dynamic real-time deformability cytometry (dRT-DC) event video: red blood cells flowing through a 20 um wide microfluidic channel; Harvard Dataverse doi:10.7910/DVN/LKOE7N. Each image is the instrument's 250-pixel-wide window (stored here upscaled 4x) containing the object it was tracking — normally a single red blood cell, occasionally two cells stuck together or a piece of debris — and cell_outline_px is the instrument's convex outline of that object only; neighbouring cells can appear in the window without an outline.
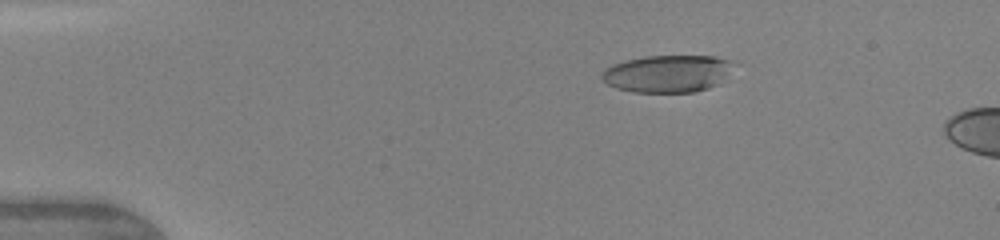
{"species": "human", "species_latin": "Homo sapiens", "temperature_condition": "warm", "stored_images_in_passage": 6, "camera_frame_rate_fps": 3000, "um_per_image_px": 0.085, "donor": {"sex": "female"}, "frame": {"image": 1, "passage_image": 4, "time_ms": 2.667, "image_size_px": [1000, 240], "cell_outline_px": [[740, 64], [720, 84], [696, 92], [632, 92], [616, 88], [608, 84], [600, 76], [604, 68], [612, 64], [644, 56], [712, 56], [728, 60]], "centroid_in_image_um": [56.81, 6.26], "position_along_channel_um": 28.2, "area_um2": 29.13}}